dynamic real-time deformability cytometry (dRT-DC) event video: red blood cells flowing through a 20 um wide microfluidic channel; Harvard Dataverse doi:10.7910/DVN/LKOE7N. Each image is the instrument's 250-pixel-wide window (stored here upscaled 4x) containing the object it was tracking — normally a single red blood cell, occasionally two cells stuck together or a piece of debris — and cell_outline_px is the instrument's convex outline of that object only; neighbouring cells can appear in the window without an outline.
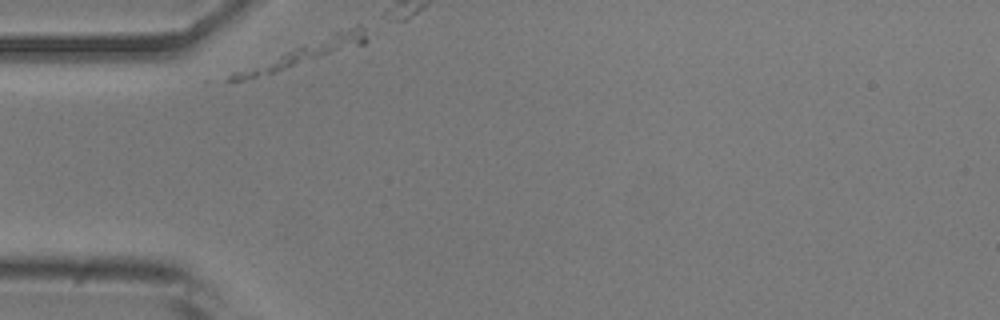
{"species": "common noctule bat (a hibernating species)", "species_latin": "Nyctalus noctula", "temperature_condition": "room temperature", "stored_images_in_passage": 6, "camera_frame_rate_fps": 3000, "um_per_image_px": 0.085, "animal": {"sex": "male", "body_mass_g": 20.5, "forearm_length_mm": 52.5}, "frame": {"image": 1, "passage_image": 1, "time_ms": 0.0, "image_size_px": [1000, 320], "cell_outline_px": [[368, 40], [364, 44], [272, 72], [244, 80], [228, 80], [228, 76], [232, 72], [356, 24], [360, 24], [364, 28]], "centroid_in_image_um": [25.96, 4.49], "position_along_channel_um": 59.0, "area_um2": 16.82}}